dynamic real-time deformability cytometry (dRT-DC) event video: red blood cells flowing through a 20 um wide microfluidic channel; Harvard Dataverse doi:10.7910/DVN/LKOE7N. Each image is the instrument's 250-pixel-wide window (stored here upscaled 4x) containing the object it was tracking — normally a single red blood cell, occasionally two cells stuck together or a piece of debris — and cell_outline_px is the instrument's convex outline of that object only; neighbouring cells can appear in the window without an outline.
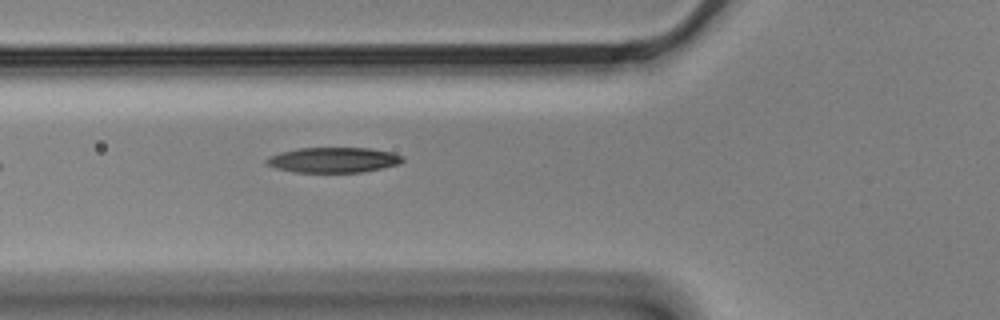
{"species": "Egyptian fruit bat (a non-hibernating species)", "species_latin": "Rousettus aegyptiacus", "temperature_condition": "cold", "stored_images_in_passage": 6, "camera_frame_rate_fps": 3000, "um_per_image_px": 0.085, "animal": {"sex": "male"}, "frame": {"image": 1, "passage_image": 6, "time_ms": 1.667, "image_size_px": [1000, 320], "cell_outline_px": [[404, 160], [400, 164], [364, 172], [292, 172], [276, 168], [264, 164], [264, 160], [268, 156], [280, 152], [296, 148], [372, 148], [392, 152], [404, 156]], "centroid_in_image_um": [28.32, 13.59], "position_along_channel_um": 97.5, "area_um2": 20.35}}